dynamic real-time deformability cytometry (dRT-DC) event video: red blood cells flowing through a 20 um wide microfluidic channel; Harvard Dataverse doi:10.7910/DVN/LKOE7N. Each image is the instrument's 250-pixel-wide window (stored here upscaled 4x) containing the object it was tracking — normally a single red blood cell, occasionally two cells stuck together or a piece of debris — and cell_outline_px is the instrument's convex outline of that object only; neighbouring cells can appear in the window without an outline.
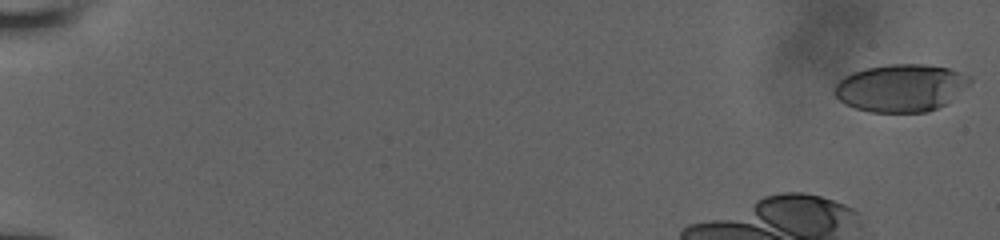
{"species": "human", "species_latin": "Homo sapiens", "temperature_condition": "room temperature", "stored_images_in_passage": 16, "camera_frame_rate_fps": 3000, "um_per_image_px": 0.085, "donor": {"sex": "male"}, "frame": {"image": 1, "passage_image": 1, "time_ms": 0.0, "image_size_px": [1000, 240], "cell_outline_px": [[972, 80], [968, 84], [944, 104], [928, 112], [872, 112], [856, 108], [844, 104], [832, 92], [832, 88], [844, 76], [852, 72], [864, 68], [888, 64], [924, 64], [948, 68], [972, 76]], "centroid_in_image_um": [76.52, 7.46], "position_along_channel_um": 8.5, "area_um2": 37.4}}